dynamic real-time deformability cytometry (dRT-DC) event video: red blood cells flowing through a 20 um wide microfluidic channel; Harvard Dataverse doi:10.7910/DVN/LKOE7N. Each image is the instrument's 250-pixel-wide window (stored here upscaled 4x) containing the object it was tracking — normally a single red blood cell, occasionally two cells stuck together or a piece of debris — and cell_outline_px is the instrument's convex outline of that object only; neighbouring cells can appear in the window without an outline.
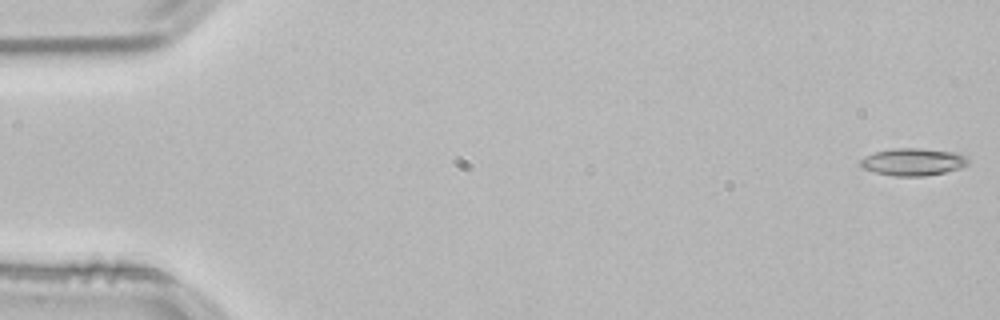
{"species": "common noctule bat (a hibernating species)", "species_latin": "Nyctalus noctula", "temperature_condition": "room temperature", "stored_images_in_passage": 53, "camera_frame_rate_fps": 3000, "um_per_image_px": 0.085, "animal": {"sex": "male", "body_mass_g": 21.5, "forearm_length_mm": 52.0}, "frame": {"image": 1, "passage_image": 1, "time_ms": 0.0, "image_size_px": [1000, 320], "cell_outline_px": [[968, 164], [960, 168], [944, 172], [924, 176], [896, 176], [876, 172], [864, 168], [860, 164], [860, 160], [864, 156], [876, 152], [892, 148], [920, 148], [956, 152], [964, 156], [968, 160]], "centroid_in_image_um": [77.61, 13.75], "position_along_channel_um": 7.4, "area_um2": 16.99}}
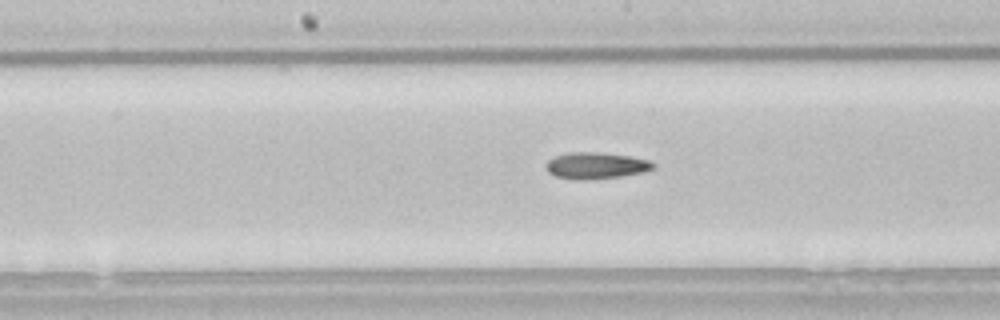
{"frame": {"image": 2, "passage_image": 27, "time_ms": 8.667, "image_size_px": [1000, 320], "cell_outline_px": [[656, 164], [652, 168], [644, 172], [620, 176], [588, 180], [576, 180], [556, 176], [548, 172], [544, 164], [548, 160], [556, 156], [572, 152], [596, 152], [632, 156], [648, 160]], "centroid_in_image_um": [50.64, 14.08], "position_along_channel_um": 197.6, "area_um2": 16.53}}
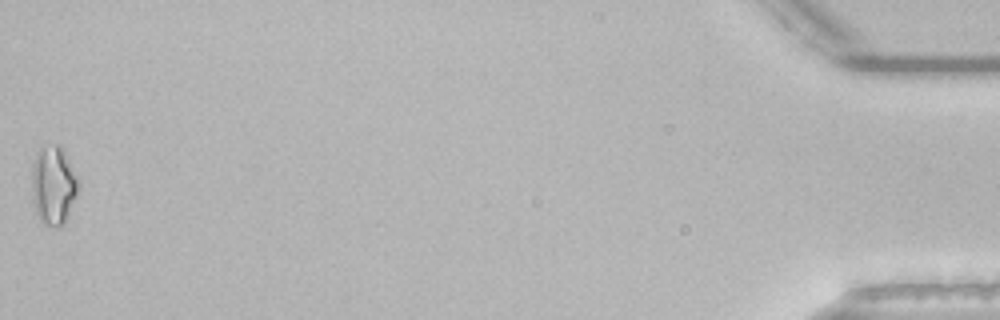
{"frame": {"image": 3, "passage_image": 53, "time_ms": 17.333, "image_size_px": [1000, 320], "cell_outline_px": [[80, 188], [64, 220], [60, 224], [44, 224], [40, 220], [36, 212], [32, 188], [32, 164], [36, 152], [40, 148], [52, 144], [60, 144], [80, 184]], "centroid_in_image_um": [4.52, 15.67], "position_along_channel_um": 430.7, "area_um2": 20.75}}